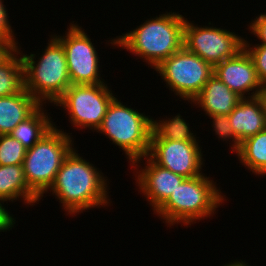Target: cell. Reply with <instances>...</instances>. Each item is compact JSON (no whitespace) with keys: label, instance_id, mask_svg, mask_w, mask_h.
<instances>
[{"label":"cell","instance_id":"obj_16","mask_svg":"<svg viewBox=\"0 0 266 266\" xmlns=\"http://www.w3.org/2000/svg\"><path fill=\"white\" fill-rule=\"evenodd\" d=\"M41 104L24 88L20 93L0 97V135H7Z\"/></svg>","mask_w":266,"mask_h":266},{"label":"cell","instance_id":"obj_24","mask_svg":"<svg viewBox=\"0 0 266 266\" xmlns=\"http://www.w3.org/2000/svg\"><path fill=\"white\" fill-rule=\"evenodd\" d=\"M252 46V47H251ZM244 49L251 56L259 81L262 84L266 83V46L250 44L247 39H244Z\"/></svg>","mask_w":266,"mask_h":266},{"label":"cell","instance_id":"obj_11","mask_svg":"<svg viewBox=\"0 0 266 266\" xmlns=\"http://www.w3.org/2000/svg\"><path fill=\"white\" fill-rule=\"evenodd\" d=\"M199 141L151 139L148 157L158 166L185 178L204 174V158ZM201 147V148H200Z\"/></svg>","mask_w":266,"mask_h":266},{"label":"cell","instance_id":"obj_14","mask_svg":"<svg viewBox=\"0 0 266 266\" xmlns=\"http://www.w3.org/2000/svg\"><path fill=\"white\" fill-rule=\"evenodd\" d=\"M241 97L213 75L204 85L199 95L190 102L202 108L205 115H229Z\"/></svg>","mask_w":266,"mask_h":266},{"label":"cell","instance_id":"obj_6","mask_svg":"<svg viewBox=\"0 0 266 266\" xmlns=\"http://www.w3.org/2000/svg\"><path fill=\"white\" fill-rule=\"evenodd\" d=\"M57 127L54 125L32 148L27 149L22 163L26 183L40 200L53 184L66 156L74 148L72 133Z\"/></svg>","mask_w":266,"mask_h":266},{"label":"cell","instance_id":"obj_23","mask_svg":"<svg viewBox=\"0 0 266 266\" xmlns=\"http://www.w3.org/2000/svg\"><path fill=\"white\" fill-rule=\"evenodd\" d=\"M208 117L212 120L211 123L213 124L211 125L214 128L213 131H215L216 137H218V141L221 139L223 142L224 141H226V143L229 142V146L231 144L230 146L231 152H234L237 154L239 151L241 142L235 136L233 127L229 123L228 116L220 114V115H211Z\"/></svg>","mask_w":266,"mask_h":266},{"label":"cell","instance_id":"obj_9","mask_svg":"<svg viewBox=\"0 0 266 266\" xmlns=\"http://www.w3.org/2000/svg\"><path fill=\"white\" fill-rule=\"evenodd\" d=\"M198 26L194 21L186 18L184 25L183 46L190 52L198 55L204 61L215 66L226 59L236 56L244 49V37L235 31L211 25Z\"/></svg>","mask_w":266,"mask_h":266},{"label":"cell","instance_id":"obj_26","mask_svg":"<svg viewBox=\"0 0 266 266\" xmlns=\"http://www.w3.org/2000/svg\"><path fill=\"white\" fill-rule=\"evenodd\" d=\"M4 0H0V38L17 41L14 35V29L10 24L8 10L6 9Z\"/></svg>","mask_w":266,"mask_h":266},{"label":"cell","instance_id":"obj_10","mask_svg":"<svg viewBox=\"0 0 266 266\" xmlns=\"http://www.w3.org/2000/svg\"><path fill=\"white\" fill-rule=\"evenodd\" d=\"M66 33L57 36L66 53L68 73L71 84L95 85L106 83L99 70L100 57L93 41L74 21L67 26ZM68 30V31H67Z\"/></svg>","mask_w":266,"mask_h":266},{"label":"cell","instance_id":"obj_15","mask_svg":"<svg viewBox=\"0 0 266 266\" xmlns=\"http://www.w3.org/2000/svg\"><path fill=\"white\" fill-rule=\"evenodd\" d=\"M227 116L240 142L266 128V117L257 97L241 98Z\"/></svg>","mask_w":266,"mask_h":266},{"label":"cell","instance_id":"obj_12","mask_svg":"<svg viewBox=\"0 0 266 266\" xmlns=\"http://www.w3.org/2000/svg\"><path fill=\"white\" fill-rule=\"evenodd\" d=\"M145 160L144 168L142 162ZM142 161V162H141ZM141 163V164H140ZM139 164V165H138ZM141 165V166H140ZM131 166L138 193H142L154 213L168 200L171 193L186 179L169 169L158 166L148 156L135 160ZM141 168V169H140ZM135 172V173H134Z\"/></svg>","mask_w":266,"mask_h":266},{"label":"cell","instance_id":"obj_17","mask_svg":"<svg viewBox=\"0 0 266 266\" xmlns=\"http://www.w3.org/2000/svg\"><path fill=\"white\" fill-rule=\"evenodd\" d=\"M0 200L6 204L23 200L22 203L27 207L39 203L40 198L26 183L22 164L0 165Z\"/></svg>","mask_w":266,"mask_h":266},{"label":"cell","instance_id":"obj_20","mask_svg":"<svg viewBox=\"0 0 266 266\" xmlns=\"http://www.w3.org/2000/svg\"><path fill=\"white\" fill-rule=\"evenodd\" d=\"M166 118V119H165ZM152 120L151 139H167L178 141H200L190 130V125L178 113L176 116Z\"/></svg>","mask_w":266,"mask_h":266},{"label":"cell","instance_id":"obj_13","mask_svg":"<svg viewBox=\"0 0 266 266\" xmlns=\"http://www.w3.org/2000/svg\"><path fill=\"white\" fill-rule=\"evenodd\" d=\"M214 75L241 98L256 97L262 86L254 62L245 49L236 56L216 64Z\"/></svg>","mask_w":266,"mask_h":266},{"label":"cell","instance_id":"obj_29","mask_svg":"<svg viewBox=\"0 0 266 266\" xmlns=\"http://www.w3.org/2000/svg\"><path fill=\"white\" fill-rule=\"evenodd\" d=\"M256 97L259 99L261 106H262V110H263L265 117H266V83L262 84Z\"/></svg>","mask_w":266,"mask_h":266},{"label":"cell","instance_id":"obj_28","mask_svg":"<svg viewBox=\"0 0 266 266\" xmlns=\"http://www.w3.org/2000/svg\"><path fill=\"white\" fill-rule=\"evenodd\" d=\"M4 206V201L0 200V232L10 231L16 224V217L14 218V215L10 214V211Z\"/></svg>","mask_w":266,"mask_h":266},{"label":"cell","instance_id":"obj_21","mask_svg":"<svg viewBox=\"0 0 266 266\" xmlns=\"http://www.w3.org/2000/svg\"><path fill=\"white\" fill-rule=\"evenodd\" d=\"M24 89V69L19 49L0 65V97L15 95Z\"/></svg>","mask_w":266,"mask_h":266},{"label":"cell","instance_id":"obj_19","mask_svg":"<svg viewBox=\"0 0 266 266\" xmlns=\"http://www.w3.org/2000/svg\"><path fill=\"white\" fill-rule=\"evenodd\" d=\"M242 165L254 175H266V128L261 132L246 138L236 155Z\"/></svg>","mask_w":266,"mask_h":266},{"label":"cell","instance_id":"obj_22","mask_svg":"<svg viewBox=\"0 0 266 266\" xmlns=\"http://www.w3.org/2000/svg\"><path fill=\"white\" fill-rule=\"evenodd\" d=\"M27 148L10 134L0 135V165L22 164Z\"/></svg>","mask_w":266,"mask_h":266},{"label":"cell","instance_id":"obj_4","mask_svg":"<svg viewBox=\"0 0 266 266\" xmlns=\"http://www.w3.org/2000/svg\"><path fill=\"white\" fill-rule=\"evenodd\" d=\"M22 55L24 88L41 104H55L71 85L66 53L61 42L51 35L40 56L31 53ZM38 60H36V58Z\"/></svg>","mask_w":266,"mask_h":266},{"label":"cell","instance_id":"obj_8","mask_svg":"<svg viewBox=\"0 0 266 266\" xmlns=\"http://www.w3.org/2000/svg\"><path fill=\"white\" fill-rule=\"evenodd\" d=\"M107 84H71L53 106L67 112L71 126L95 132L115 98L114 91Z\"/></svg>","mask_w":266,"mask_h":266},{"label":"cell","instance_id":"obj_7","mask_svg":"<svg viewBox=\"0 0 266 266\" xmlns=\"http://www.w3.org/2000/svg\"><path fill=\"white\" fill-rule=\"evenodd\" d=\"M155 71L175 96L192 102L214 75V66L184 46L162 61Z\"/></svg>","mask_w":266,"mask_h":266},{"label":"cell","instance_id":"obj_30","mask_svg":"<svg viewBox=\"0 0 266 266\" xmlns=\"http://www.w3.org/2000/svg\"><path fill=\"white\" fill-rule=\"evenodd\" d=\"M245 262H246L245 260L242 261L241 259L239 261L238 260L237 261L236 260H231L230 263H227V264H225L223 266H251V265H249L248 263H245Z\"/></svg>","mask_w":266,"mask_h":266},{"label":"cell","instance_id":"obj_27","mask_svg":"<svg viewBox=\"0 0 266 266\" xmlns=\"http://www.w3.org/2000/svg\"><path fill=\"white\" fill-rule=\"evenodd\" d=\"M18 41L0 38V65L5 63L19 48Z\"/></svg>","mask_w":266,"mask_h":266},{"label":"cell","instance_id":"obj_3","mask_svg":"<svg viewBox=\"0 0 266 266\" xmlns=\"http://www.w3.org/2000/svg\"><path fill=\"white\" fill-rule=\"evenodd\" d=\"M216 185L210 175L186 178L153 214L164 220L163 223L170 228L181 223V226L188 227L196 221L207 220L226 201V195Z\"/></svg>","mask_w":266,"mask_h":266},{"label":"cell","instance_id":"obj_18","mask_svg":"<svg viewBox=\"0 0 266 266\" xmlns=\"http://www.w3.org/2000/svg\"><path fill=\"white\" fill-rule=\"evenodd\" d=\"M44 105H40L28 118L19 123L10 133L22 145L32 148L55 125Z\"/></svg>","mask_w":266,"mask_h":266},{"label":"cell","instance_id":"obj_2","mask_svg":"<svg viewBox=\"0 0 266 266\" xmlns=\"http://www.w3.org/2000/svg\"><path fill=\"white\" fill-rule=\"evenodd\" d=\"M185 22L186 18L179 12H165L147 18L143 24L111 38L107 44L113 48L127 49L155 69L183 47Z\"/></svg>","mask_w":266,"mask_h":266},{"label":"cell","instance_id":"obj_25","mask_svg":"<svg viewBox=\"0 0 266 266\" xmlns=\"http://www.w3.org/2000/svg\"><path fill=\"white\" fill-rule=\"evenodd\" d=\"M251 22V23H250ZM249 22L248 29L249 32L257 36L260 43H256L255 45H265L266 46V13H260L256 16V18L252 19Z\"/></svg>","mask_w":266,"mask_h":266},{"label":"cell","instance_id":"obj_1","mask_svg":"<svg viewBox=\"0 0 266 266\" xmlns=\"http://www.w3.org/2000/svg\"><path fill=\"white\" fill-rule=\"evenodd\" d=\"M93 165L80 156L74 147L44 194L52 193L59 204H62L65 214L72 216L90 208L110 206L112 201L108 195V178Z\"/></svg>","mask_w":266,"mask_h":266},{"label":"cell","instance_id":"obj_5","mask_svg":"<svg viewBox=\"0 0 266 266\" xmlns=\"http://www.w3.org/2000/svg\"><path fill=\"white\" fill-rule=\"evenodd\" d=\"M149 117L115 97L96 133L105 135L122 149L131 165L149 153L153 120V117Z\"/></svg>","mask_w":266,"mask_h":266}]
</instances>
